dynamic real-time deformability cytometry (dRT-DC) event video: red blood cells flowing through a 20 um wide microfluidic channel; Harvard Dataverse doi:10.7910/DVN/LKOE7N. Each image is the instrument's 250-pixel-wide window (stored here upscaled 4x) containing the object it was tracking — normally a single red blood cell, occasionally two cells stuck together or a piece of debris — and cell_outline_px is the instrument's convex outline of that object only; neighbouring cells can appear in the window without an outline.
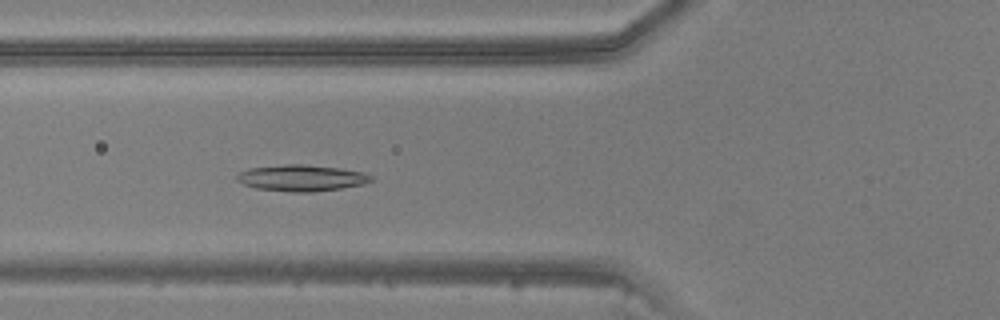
{"species": "common noctule bat (a hibernating species)", "species_latin": "Nyctalus noctula", "temperature_condition": "warm", "stored_images_in_passage": 45, "camera_frame_rate_fps": 3000, "um_per_image_px": 0.085, "animal": {"sex": "male", "body_mass_g": 20.5, "forearm_length_mm": 52.5}, "frame": {"image": 1, "passage_image": 16, "time_ms": 5.0, "image_size_px": [1000, 320], "cell_outline_px": [[372, 180], [360, 184], [340, 188], [312, 192], [292, 192], [256, 188], [244, 184], [236, 180], [236, 176], [240, 172], [248, 168], [288, 164], [300, 164], [340, 168], [364, 172], [372, 176]], "centroid_in_image_um": [25.6, 15.12], "position_along_channel_um": 100.2, "area_um2": 20.35}}
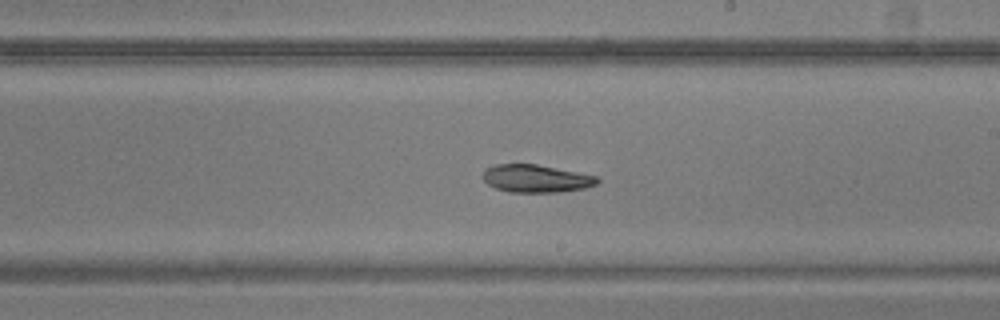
{"frame": {"image": 2, "passage_image": 26, "time_ms": 8.333, "image_size_px": [1000, 320], "cell_outline_px": [[600, 180], [596, 184], [584, 188], [560, 192], [508, 192], [496, 188], [488, 184], [480, 176], [484, 168], [496, 164], [536, 164], [596, 176]], "centroid_in_image_um": [45.5, 15.17], "position_along_channel_um": 243.5, "area_um2": 18.5}}
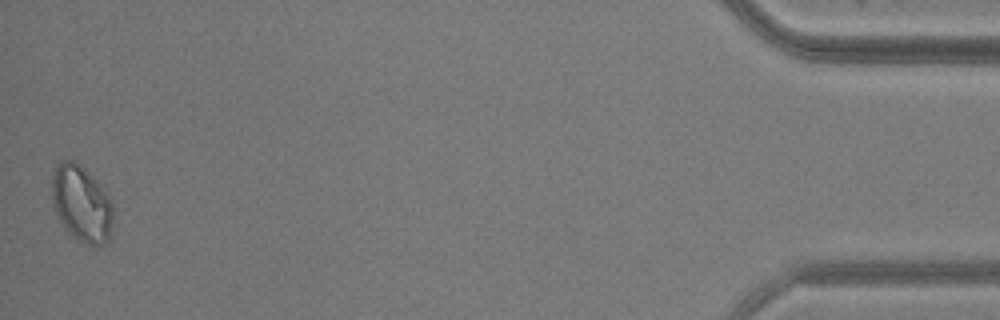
{"frame": {"image": 3, "passage_image": 45, "time_ms": 14.667, "image_size_px": [1000, 320], "cell_outline_px": [[112, 232], [108, 244], [96, 248], [72, 236], [60, 220], [52, 204], [52, 172], [56, 164], [60, 160], [72, 160], [84, 168], [96, 180], [108, 196], [112, 204]], "centroid_in_image_um": [6.94, 17.33], "position_along_channel_um": 428.3, "area_um2": 27.4}}